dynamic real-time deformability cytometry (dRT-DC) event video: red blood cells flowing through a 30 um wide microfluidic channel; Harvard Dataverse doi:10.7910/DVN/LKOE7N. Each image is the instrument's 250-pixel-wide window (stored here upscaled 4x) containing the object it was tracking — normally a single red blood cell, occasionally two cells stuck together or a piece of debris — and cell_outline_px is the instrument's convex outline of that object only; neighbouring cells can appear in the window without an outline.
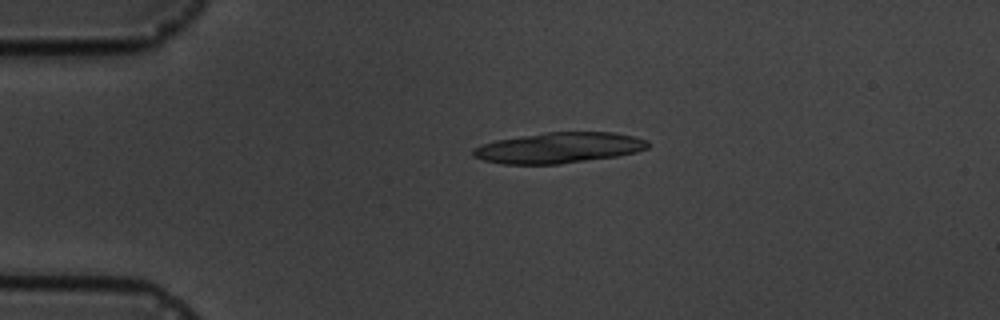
{"species": "common noctule bat (a hibernating species)", "species_latin": "Nyctalus noctula", "temperature_condition": "cold", "stored_images_in_passage": 11, "camera_frame_rate_fps": 3000, "um_per_image_px": 0.085, "animal": {"sex": "male", "body_mass_g": 19.5, "forearm_length_mm": 54.6}, "frame": {"image": 1, "passage_image": 4, "time_ms": 3.333, "image_size_px": [1000, 320], "cell_outline_px": [[648, 148], [636, 152], [616, 156], [560, 164], [500, 164], [484, 160], [472, 156], [472, 148], [496, 140], [544, 132], [612, 132], [636, 136], [648, 140]], "centroid_in_image_um": [47.5, 12.56], "position_along_channel_um": 37.5, "area_um2": 31.33}}
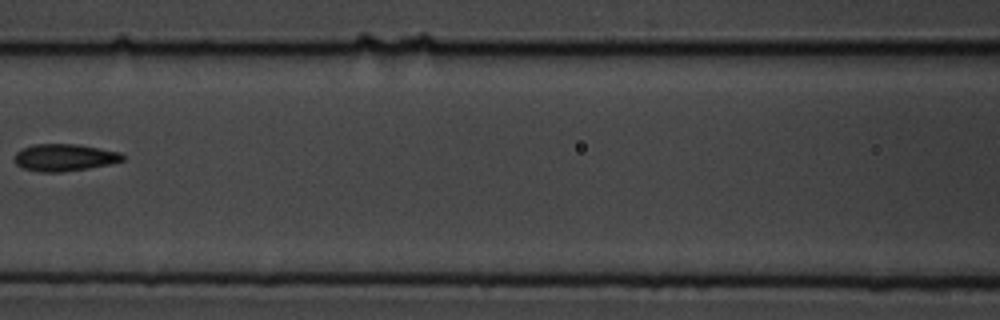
{"frame": {"image": 2, "passage_image": 8, "time_ms": 8.0, "image_size_px": [1000, 320], "cell_outline_px": [[124, 160], [108, 164], [88, 168], [64, 172], [40, 172], [24, 168], [16, 164], [16, 152], [32, 144], [76, 144], [100, 148], [120, 152], [124, 156]], "centroid_in_image_um": [5.49, 13.38], "position_along_channel_um": 161.1, "area_um2": 16.94}}
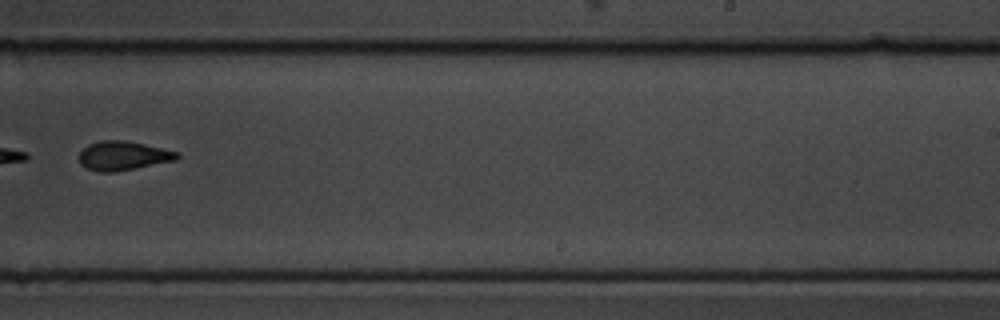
{"frame": {"image": 3, "passage_image": 11, "time_ms": 11.333, "image_size_px": [1000, 320], "cell_outline_px": [[180, 156], [176, 160], [116, 172], [100, 172], [88, 168], [80, 164], [80, 152], [88, 144], [100, 140], [124, 140], [144, 144], [180, 152]], "centroid_in_image_um": [10.48, 13.23], "position_along_channel_um": 278.5, "area_um2": 16.59}}